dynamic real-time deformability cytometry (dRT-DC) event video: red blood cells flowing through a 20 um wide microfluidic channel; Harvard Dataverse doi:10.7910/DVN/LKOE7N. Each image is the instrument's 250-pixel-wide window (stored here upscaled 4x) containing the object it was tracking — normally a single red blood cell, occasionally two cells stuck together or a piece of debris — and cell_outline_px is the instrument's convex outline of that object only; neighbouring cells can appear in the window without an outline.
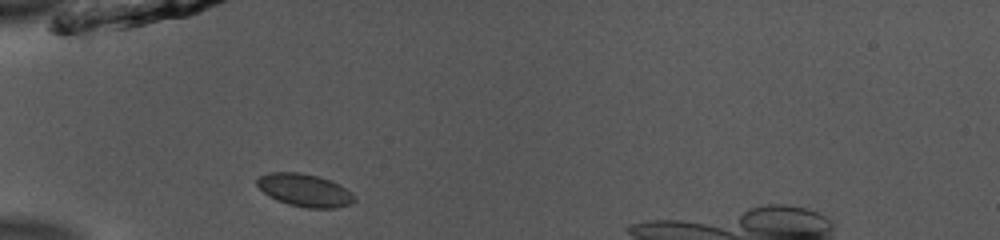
{"species": "common noctule bat (a hibernating species)", "species_latin": "Nyctalus noctula", "temperature_condition": "room temperature", "stored_images_in_passage": 33, "camera_frame_rate_fps": 3000, "um_per_image_px": 0.085, "animal": {"sex": "male", "body_mass_g": 13.0, "forearm_length_mm": 53.1}, "frame": {"image": 1, "passage_image": 1, "time_ms": 0.0, "image_size_px": [1000, 240], "cell_outline_px": [[356, 200], [352, 204], [336, 208], [308, 208], [288, 204], [276, 200], [268, 196], [256, 184], [256, 180], [260, 176], [268, 172], [300, 172], [332, 180], [340, 184], [352, 192], [356, 196]], "centroid_in_image_um": [25.93, 16.17], "position_along_channel_um": 59.1, "area_um2": 18.84}}
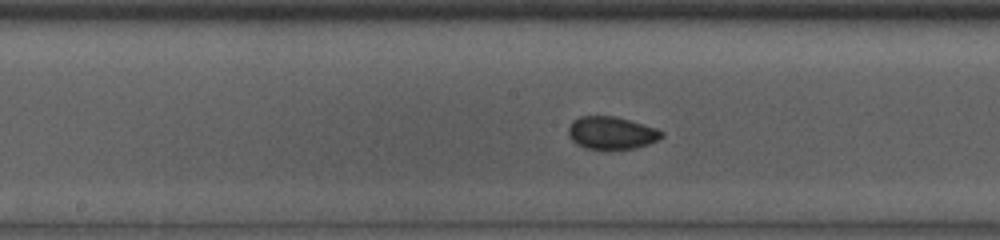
{"frame": {"image": 2, "passage_image": 12, "time_ms": 3.667, "image_size_px": [1000, 240], "cell_outline_px": [[664, 136], [648, 144], [636, 148], [584, 148], [576, 144], [568, 136], [568, 128], [572, 120], [580, 116], [612, 116], [628, 120], [656, 128], [664, 132]], "centroid_in_image_um": [51.94, 11.29], "position_along_channel_um": 196.3, "area_um2": 17.51}}
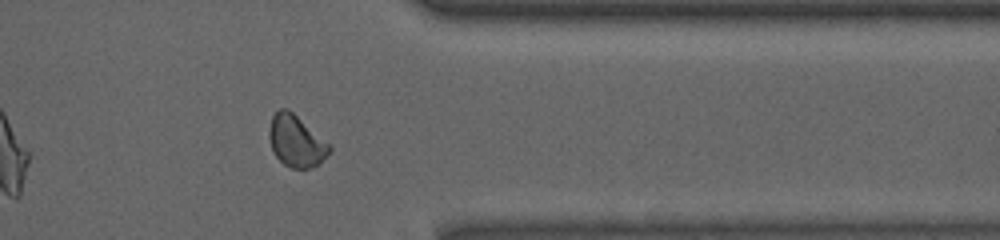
{"frame": {"image": 3, "passage_image": 27, "time_ms": 8.667, "image_size_px": [1000, 240], "cell_outline_px": [[332, 148], [316, 164], [308, 168], [292, 168], [284, 164], [272, 152], [268, 136], [268, 132], [272, 116], [280, 108], [288, 108], [328, 144]], "centroid_in_image_um": [25.09, 11.97], "position_along_channel_um": 386.3, "area_um2": 17.57}}